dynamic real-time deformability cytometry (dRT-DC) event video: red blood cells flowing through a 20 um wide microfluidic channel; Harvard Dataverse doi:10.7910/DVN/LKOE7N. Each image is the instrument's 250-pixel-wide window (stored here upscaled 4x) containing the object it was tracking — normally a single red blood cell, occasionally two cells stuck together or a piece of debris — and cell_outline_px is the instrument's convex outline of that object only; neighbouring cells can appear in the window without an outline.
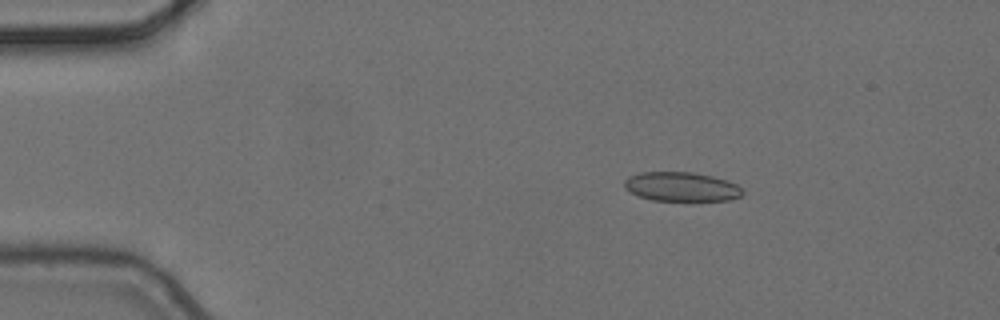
{"species": "common noctule bat (a hibernating species)", "species_latin": "Nyctalus noctula", "temperature_condition": "cold", "stored_images_in_passage": 5, "camera_frame_rate_fps": 3000, "um_per_image_px": 0.085, "animal": {"sex": "female", "body_mass_g": 24.6, "forearm_length_mm": 56.2}, "frame": {"image": 1, "passage_image": 3, "time_ms": 0.667, "image_size_px": [1000, 320], "cell_outline_px": [[744, 192], [740, 196], [728, 200], [652, 200], [640, 196], [624, 188], [624, 180], [628, 176], [640, 172], [692, 172], [712, 176], [728, 180], [736, 184]], "centroid_in_image_um": [57.9, 15.86], "position_along_channel_um": 27.1, "area_um2": 20.0}}